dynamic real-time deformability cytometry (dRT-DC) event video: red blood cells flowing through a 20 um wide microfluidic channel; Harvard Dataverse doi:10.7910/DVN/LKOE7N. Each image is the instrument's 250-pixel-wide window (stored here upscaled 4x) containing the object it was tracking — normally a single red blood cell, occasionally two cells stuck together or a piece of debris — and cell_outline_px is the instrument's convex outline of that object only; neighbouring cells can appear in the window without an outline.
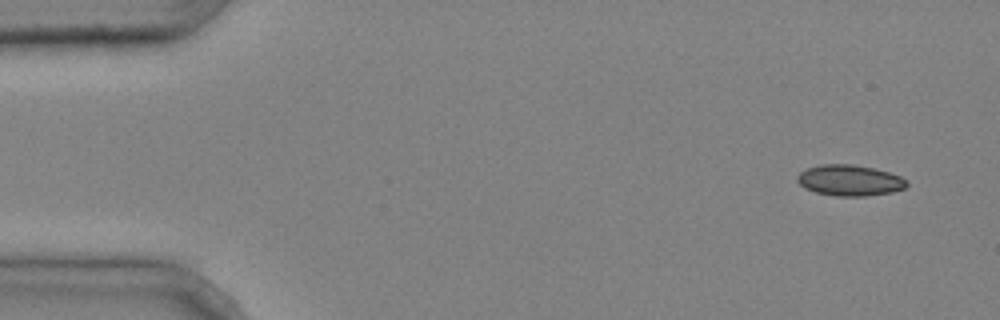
{"species": "common noctule bat (a hibernating species)", "species_latin": "Nyctalus noctula", "temperature_condition": "cold", "stored_images_in_passage": 4, "segment_of_instrument_passage": [2, 2], "camera_frame_rate_fps": 3000, "um_per_image_px": 0.085, "animal": {"sex": "male", "body_mass_g": 20.4}, "frame": {"image": 1, "passage_image": 4, "time_ms": 1.0, "image_size_px": [1000, 320], "cell_outline_px": [[908, 184], [904, 188], [892, 192], [864, 196], [836, 196], [816, 192], [804, 188], [796, 180], [796, 176], [800, 172], [808, 168], [820, 164], [852, 164], [872, 168], [888, 172], [900, 176], [908, 180]], "centroid_in_image_um": [72.21, 15.33], "position_along_channel_um": 12.8, "area_um2": 19.71}}